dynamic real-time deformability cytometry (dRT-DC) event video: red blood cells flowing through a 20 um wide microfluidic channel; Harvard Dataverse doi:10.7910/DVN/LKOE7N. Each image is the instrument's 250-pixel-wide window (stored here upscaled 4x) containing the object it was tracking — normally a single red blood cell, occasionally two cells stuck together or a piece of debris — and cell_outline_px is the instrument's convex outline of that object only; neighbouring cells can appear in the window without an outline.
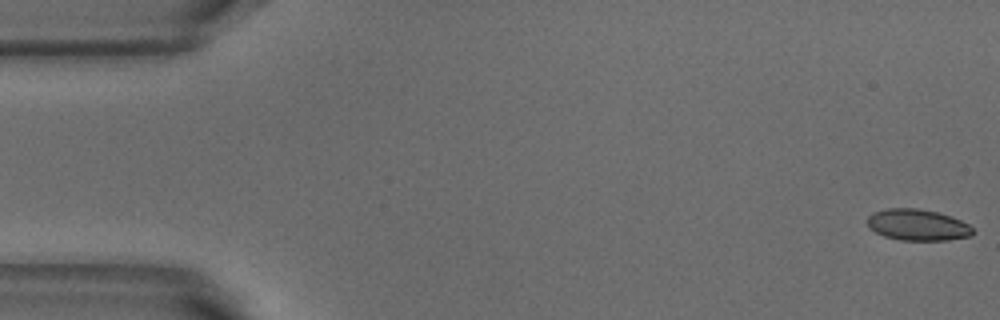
{"species": "common noctule bat (a hibernating species)", "species_latin": "Nyctalus noctula", "temperature_condition": "warm", "stored_images_in_passage": 52, "camera_frame_rate_fps": 3000, "um_per_image_px": 0.085, "animal": {"sex": "male", "body_mass_g": 18.8}, "frame": {"image": 1, "passage_image": 1, "time_ms": 0.0, "image_size_px": [1000, 320], "cell_outline_px": [[972, 236], [948, 240], [900, 240], [884, 236], [868, 228], [868, 216], [872, 212], [884, 208], [916, 208], [936, 212], [960, 220], [968, 224], [972, 228]], "centroid_in_image_um": [77.95, 19.11], "position_along_channel_um": 7.0, "area_um2": 19.19}}
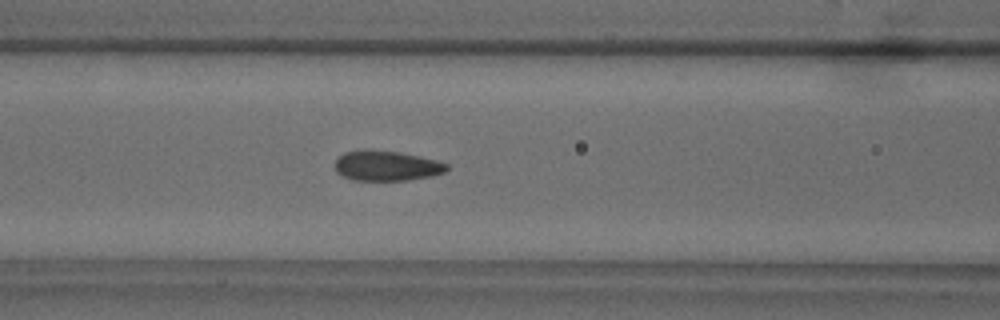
{"frame": {"image": 2, "passage_image": 21, "time_ms": 6.667, "image_size_px": [1000, 320], "cell_outline_px": [[448, 168], [444, 172], [432, 176], [408, 180], [352, 180], [336, 172], [336, 160], [344, 152], [364, 148], [400, 152], [420, 156], [436, 160], [448, 164]], "centroid_in_image_um": [32.85, 14.07], "position_along_channel_um": 133.7, "area_um2": 19.77}}
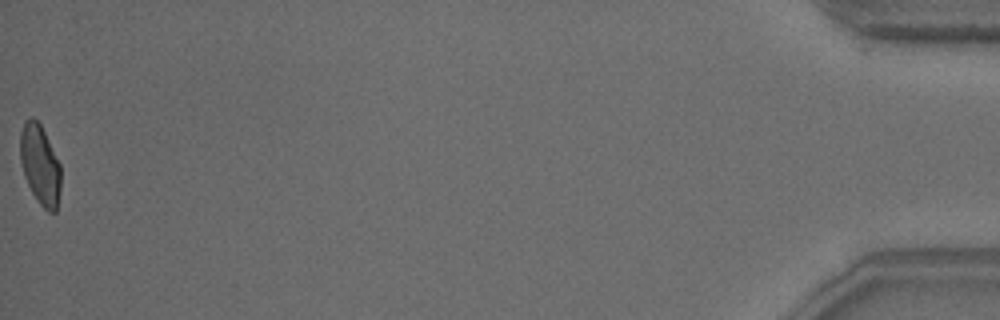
{"frame": {"image": 3, "passage_image": 52, "time_ms": 17.0, "image_size_px": [1000, 320], "cell_outline_px": [[60, 188], [56, 212], [48, 212], [36, 200], [24, 176], [20, 160], [20, 132], [24, 120], [32, 116], [40, 124], [60, 164]], "centroid_in_image_um": [3.39, 14.0], "position_along_channel_um": 431.8, "area_um2": 18.84}, "authors_computed_cell_mechanics": {"area_um2": 19.7676, "velocity_mm_per_s": 3.879, "shape_relaxation_time_tau1_ms": 3.9121, "shape_relaxation_time_tau2_ms": null, "deformation_change_tau1": 0.1286, "deformation_change_tau2": null}}